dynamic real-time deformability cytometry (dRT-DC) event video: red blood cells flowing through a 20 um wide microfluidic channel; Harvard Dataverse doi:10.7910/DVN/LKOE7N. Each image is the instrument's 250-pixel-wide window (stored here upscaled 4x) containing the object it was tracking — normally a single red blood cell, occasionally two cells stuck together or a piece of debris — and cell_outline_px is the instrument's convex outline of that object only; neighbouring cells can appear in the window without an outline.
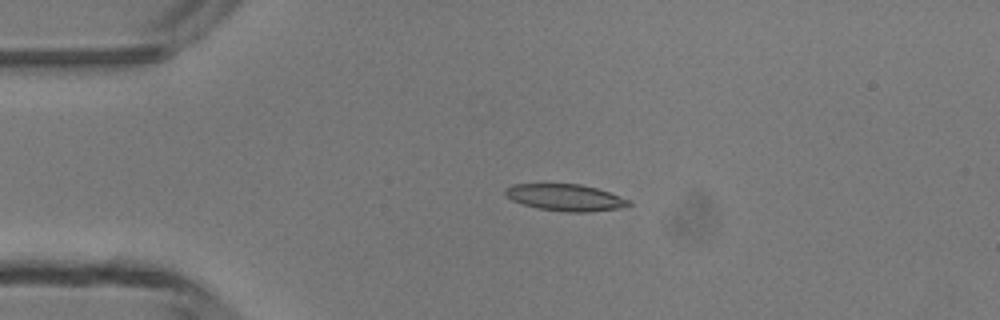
{"species": "common noctule bat (a hibernating species)", "species_latin": "Nyctalus noctula", "temperature_condition": "room temperature", "stored_images_in_passage": 4, "camera_frame_rate_fps": 3000, "um_per_image_px": 0.085, "animal": {"sex": "male", "body_mass_g": 13.3}, "frame": {"image": 1, "passage_image": 3, "time_ms": 2.333, "image_size_px": [1000, 320], "cell_outline_px": [[632, 204], [620, 208], [588, 212], [564, 212], [540, 208], [524, 204], [512, 200], [504, 192], [504, 188], [512, 184], [580, 184], [596, 188], [632, 200]], "centroid_in_image_um": [48.08, 16.78], "position_along_channel_um": 36.9, "area_um2": 19.13}}